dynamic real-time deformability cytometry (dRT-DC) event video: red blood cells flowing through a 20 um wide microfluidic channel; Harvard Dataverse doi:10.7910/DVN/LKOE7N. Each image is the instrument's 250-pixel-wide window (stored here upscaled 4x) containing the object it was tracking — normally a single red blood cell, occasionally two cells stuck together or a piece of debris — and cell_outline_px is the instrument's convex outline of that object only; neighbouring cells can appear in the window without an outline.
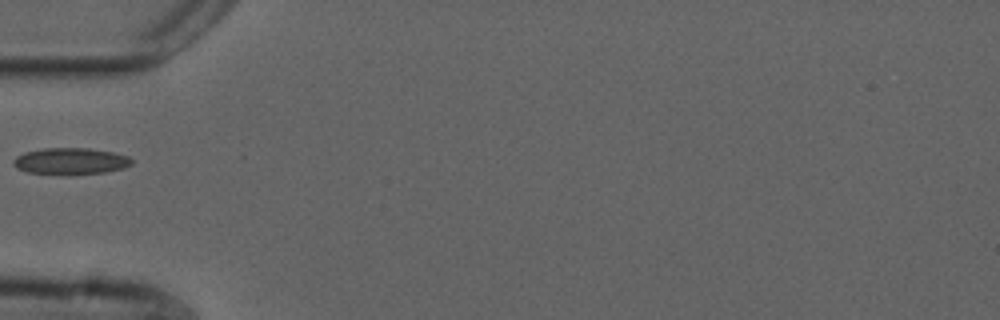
{"species": "common noctule bat (a hibernating species)", "species_latin": "Nyctalus noctula", "temperature_condition": "cold", "stored_images_in_passage": 6, "camera_frame_rate_fps": 3000, "um_per_image_px": 0.085, "animal": {"sex": "male", "forearm_length_mm": 52.5}, "frame": {"image": 1, "passage_image": 1, "time_ms": 0.0, "image_size_px": [1000, 320], "cell_outline_px": [[132, 164], [124, 168], [104, 172], [68, 176], [64, 176], [28, 172], [16, 168], [12, 164], [12, 160], [16, 156], [24, 152], [44, 148], [88, 148], [112, 152], [128, 156], [132, 160]], "centroid_in_image_um": [5.96, 13.72], "position_along_channel_um": 79.0, "area_um2": 18.73}}